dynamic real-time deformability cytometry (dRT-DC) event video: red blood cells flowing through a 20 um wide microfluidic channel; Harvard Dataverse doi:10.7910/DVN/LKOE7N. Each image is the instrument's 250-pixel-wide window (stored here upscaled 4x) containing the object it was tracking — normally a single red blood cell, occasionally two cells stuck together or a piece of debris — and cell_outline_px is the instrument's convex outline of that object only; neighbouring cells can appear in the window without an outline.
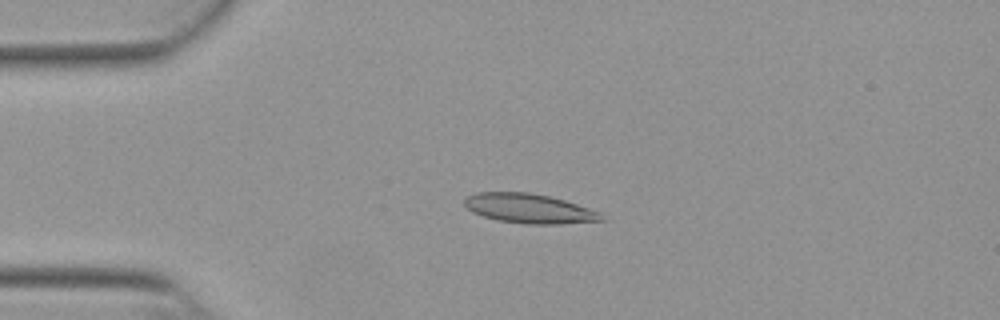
{"species": "Egyptian fruit bat (a non-hibernating species)", "species_latin": "Rousettus aegyptiacus", "temperature_condition": "warm", "stored_images_in_passage": 42, "camera_frame_rate_fps": 3000, "um_per_image_px": 0.085, "animal": {"sex": "female"}, "frame": {"image": 1, "passage_image": 1, "time_ms": 0.0, "image_size_px": [1000, 320], "cell_outline_px": [[604, 220], [560, 224], [524, 224], [496, 220], [472, 212], [464, 204], [464, 200], [468, 196], [476, 192], [528, 192], [548, 196], [564, 200], [600, 212]], "centroid_in_image_um": [44.95, 17.72], "position_along_channel_um": 40.0, "area_um2": 23.41}}
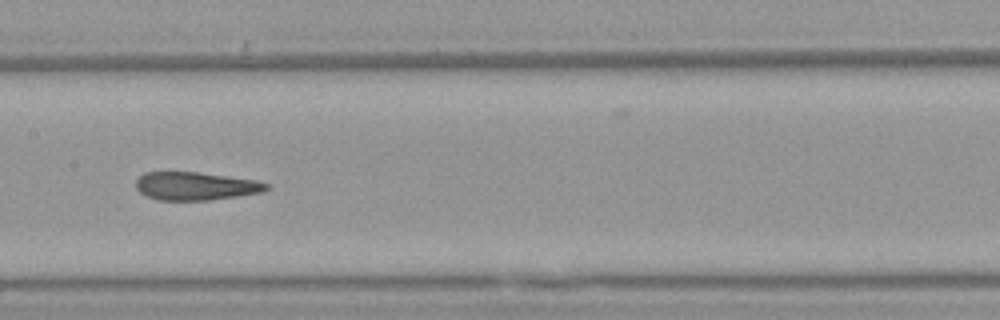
{"frame": {"image": 2, "passage_image": 15, "time_ms": 4.667, "image_size_px": [1000, 320], "cell_outline_px": [[272, 188], [260, 192], [212, 200], [156, 200], [140, 192], [136, 188], [136, 180], [144, 172], [200, 172], [256, 180], [268, 184]], "centroid_in_image_um": [16.63, 15.81], "position_along_channel_um": 190.8, "area_um2": 21.39}}
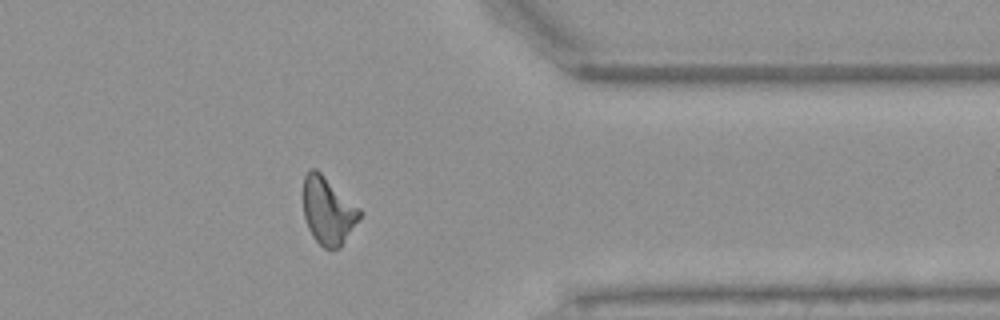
{"frame": {"image": 3, "passage_image": 31, "time_ms": 10.0, "image_size_px": [1000, 320], "cell_outline_px": [[360, 216], [340, 248], [332, 252], [324, 248], [312, 236], [308, 228], [304, 216], [304, 176], [312, 168], [316, 168], [360, 208]], "centroid_in_image_um": [27.87, 17.94], "position_along_channel_um": 383.5, "area_um2": 21.96}, "authors_computed_cell_mechanics": {"area_um2": 22.4264, "velocity_mm_per_s": 3.8537, "shape_relaxation_time_tau1_ms": 8.9953, "shape_relaxation_time_tau2_ms": 2.0771, "deformation_change_tau1": 0.2619, "deformation_change_tau2": 0.0944}}